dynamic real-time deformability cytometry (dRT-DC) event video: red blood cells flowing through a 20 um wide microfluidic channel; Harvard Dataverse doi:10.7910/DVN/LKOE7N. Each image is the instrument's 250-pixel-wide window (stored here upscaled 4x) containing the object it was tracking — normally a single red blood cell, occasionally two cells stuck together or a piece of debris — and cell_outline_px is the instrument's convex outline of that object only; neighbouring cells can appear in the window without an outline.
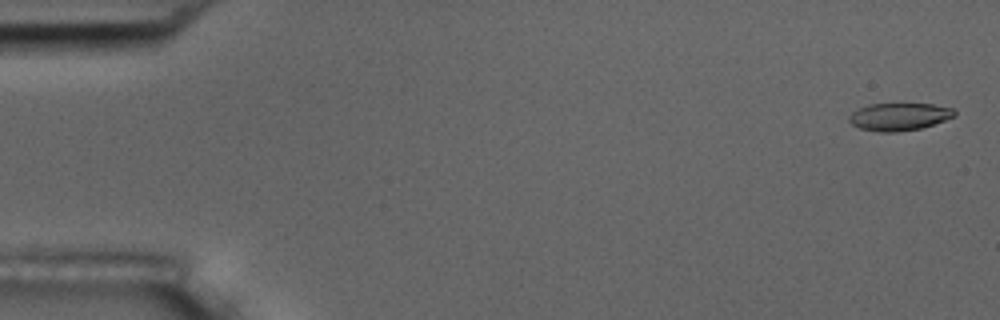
{"species": "common noctule bat (a hibernating species)", "species_latin": "Nyctalus noctula", "temperature_condition": "room temperature", "stored_images_in_passage": 6, "camera_frame_rate_fps": 3000, "um_per_image_px": 0.085, "animal": {"sex": "male", "body_mass_g": 17.5, "forearm_length_mm": 52.3}, "frame": {"image": 1, "passage_image": 1, "time_ms": 0.0, "image_size_px": [1000, 320], "cell_outline_px": [[956, 116], [920, 128], [896, 132], [880, 132], [860, 128], [852, 124], [848, 120], [848, 116], [856, 108], [868, 104], [932, 104], [952, 108], [956, 112]], "centroid_in_image_um": [76.39, 9.91], "position_along_channel_um": 8.6, "area_um2": 16.88}}
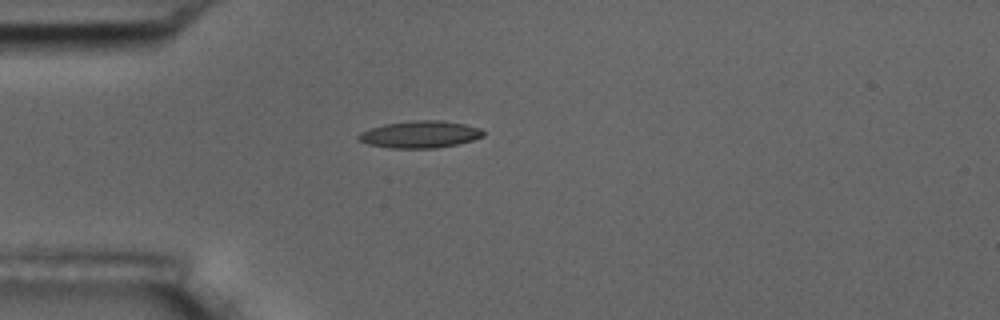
{"frame": {"image": 2, "passage_image": 5, "time_ms": 1.333, "image_size_px": [1000, 320], "cell_outline_px": [[484, 136], [472, 140], [456, 144], [436, 148], [392, 148], [368, 144], [356, 140], [356, 136], [360, 132], [384, 124], [412, 120], [440, 120], [464, 124], [480, 128], [484, 132]], "centroid_in_image_um": [35.67, 11.42], "position_along_channel_um": 49.3, "area_um2": 19.65}}